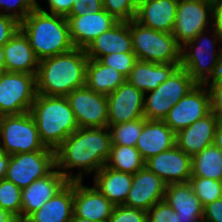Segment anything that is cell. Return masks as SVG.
Returning a JSON list of instances; mask_svg holds the SVG:
<instances>
[{
  "label": "cell",
  "mask_w": 222,
  "mask_h": 222,
  "mask_svg": "<svg viewBox=\"0 0 222 222\" xmlns=\"http://www.w3.org/2000/svg\"><path fill=\"white\" fill-rule=\"evenodd\" d=\"M179 0H148L137 12L135 21L144 27L172 33Z\"/></svg>",
  "instance_id": "cb8c5ba5"
},
{
  "label": "cell",
  "mask_w": 222,
  "mask_h": 222,
  "mask_svg": "<svg viewBox=\"0 0 222 222\" xmlns=\"http://www.w3.org/2000/svg\"><path fill=\"white\" fill-rule=\"evenodd\" d=\"M221 58L222 39L211 27L181 46L180 67L184 68L198 85H208L218 77Z\"/></svg>",
  "instance_id": "5b68a950"
},
{
  "label": "cell",
  "mask_w": 222,
  "mask_h": 222,
  "mask_svg": "<svg viewBox=\"0 0 222 222\" xmlns=\"http://www.w3.org/2000/svg\"><path fill=\"white\" fill-rule=\"evenodd\" d=\"M36 94V75L1 72L0 115H20L30 112Z\"/></svg>",
  "instance_id": "ba28073f"
},
{
  "label": "cell",
  "mask_w": 222,
  "mask_h": 222,
  "mask_svg": "<svg viewBox=\"0 0 222 222\" xmlns=\"http://www.w3.org/2000/svg\"><path fill=\"white\" fill-rule=\"evenodd\" d=\"M34 9L28 0H0V14L10 16L19 23Z\"/></svg>",
  "instance_id": "8d00e7d4"
},
{
  "label": "cell",
  "mask_w": 222,
  "mask_h": 222,
  "mask_svg": "<svg viewBox=\"0 0 222 222\" xmlns=\"http://www.w3.org/2000/svg\"><path fill=\"white\" fill-rule=\"evenodd\" d=\"M217 78H220L222 80V58H221L220 70H219V74Z\"/></svg>",
  "instance_id": "11a10c76"
},
{
  "label": "cell",
  "mask_w": 222,
  "mask_h": 222,
  "mask_svg": "<svg viewBox=\"0 0 222 222\" xmlns=\"http://www.w3.org/2000/svg\"><path fill=\"white\" fill-rule=\"evenodd\" d=\"M20 29V23L7 15L0 14V45L4 46Z\"/></svg>",
  "instance_id": "60d3db41"
},
{
  "label": "cell",
  "mask_w": 222,
  "mask_h": 222,
  "mask_svg": "<svg viewBox=\"0 0 222 222\" xmlns=\"http://www.w3.org/2000/svg\"><path fill=\"white\" fill-rule=\"evenodd\" d=\"M103 9L113 15L118 21L135 20L136 10L130 0H102Z\"/></svg>",
  "instance_id": "74e56055"
},
{
  "label": "cell",
  "mask_w": 222,
  "mask_h": 222,
  "mask_svg": "<svg viewBox=\"0 0 222 222\" xmlns=\"http://www.w3.org/2000/svg\"><path fill=\"white\" fill-rule=\"evenodd\" d=\"M22 189L6 179L0 180V207L21 222Z\"/></svg>",
  "instance_id": "836d02e7"
},
{
  "label": "cell",
  "mask_w": 222,
  "mask_h": 222,
  "mask_svg": "<svg viewBox=\"0 0 222 222\" xmlns=\"http://www.w3.org/2000/svg\"><path fill=\"white\" fill-rule=\"evenodd\" d=\"M106 166L134 175L145 166V161L136 147L112 144Z\"/></svg>",
  "instance_id": "f546056e"
},
{
  "label": "cell",
  "mask_w": 222,
  "mask_h": 222,
  "mask_svg": "<svg viewBox=\"0 0 222 222\" xmlns=\"http://www.w3.org/2000/svg\"><path fill=\"white\" fill-rule=\"evenodd\" d=\"M143 128V118L108 125L112 144L135 147Z\"/></svg>",
  "instance_id": "d6a6232c"
},
{
  "label": "cell",
  "mask_w": 222,
  "mask_h": 222,
  "mask_svg": "<svg viewBox=\"0 0 222 222\" xmlns=\"http://www.w3.org/2000/svg\"><path fill=\"white\" fill-rule=\"evenodd\" d=\"M148 222H180L176 211L164 199L147 211Z\"/></svg>",
  "instance_id": "ab89813d"
},
{
  "label": "cell",
  "mask_w": 222,
  "mask_h": 222,
  "mask_svg": "<svg viewBox=\"0 0 222 222\" xmlns=\"http://www.w3.org/2000/svg\"><path fill=\"white\" fill-rule=\"evenodd\" d=\"M35 8L40 6V3L38 0H28Z\"/></svg>",
  "instance_id": "db71d44e"
},
{
  "label": "cell",
  "mask_w": 222,
  "mask_h": 222,
  "mask_svg": "<svg viewBox=\"0 0 222 222\" xmlns=\"http://www.w3.org/2000/svg\"><path fill=\"white\" fill-rule=\"evenodd\" d=\"M191 177L222 181V151L214 144L191 157Z\"/></svg>",
  "instance_id": "f1b7e54d"
},
{
  "label": "cell",
  "mask_w": 222,
  "mask_h": 222,
  "mask_svg": "<svg viewBox=\"0 0 222 222\" xmlns=\"http://www.w3.org/2000/svg\"><path fill=\"white\" fill-rule=\"evenodd\" d=\"M66 18L69 25V36L74 48L83 49L118 22L105 9L100 12H89L84 16H67Z\"/></svg>",
  "instance_id": "2e32d148"
},
{
  "label": "cell",
  "mask_w": 222,
  "mask_h": 222,
  "mask_svg": "<svg viewBox=\"0 0 222 222\" xmlns=\"http://www.w3.org/2000/svg\"><path fill=\"white\" fill-rule=\"evenodd\" d=\"M73 216V181H69L24 222H70Z\"/></svg>",
  "instance_id": "4316f807"
},
{
  "label": "cell",
  "mask_w": 222,
  "mask_h": 222,
  "mask_svg": "<svg viewBox=\"0 0 222 222\" xmlns=\"http://www.w3.org/2000/svg\"><path fill=\"white\" fill-rule=\"evenodd\" d=\"M93 186L114 206L124 205L132 186L133 175L106 165L93 176Z\"/></svg>",
  "instance_id": "484cf974"
},
{
  "label": "cell",
  "mask_w": 222,
  "mask_h": 222,
  "mask_svg": "<svg viewBox=\"0 0 222 222\" xmlns=\"http://www.w3.org/2000/svg\"><path fill=\"white\" fill-rule=\"evenodd\" d=\"M20 29L28 37L39 60L67 53L74 48L67 18L44 12L38 7L20 23Z\"/></svg>",
  "instance_id": "3957f363"
},
{
  "label": "cell",
  "mask_w": 222,
  "mask_h": 222,
  "mask_svg": "<svg viewBox=\"0 0 222 222\" xmlns=\"http://www.w3.org/2000/svg\"><path fill=\"white\" fill-rule=\"evenodd\" d=\"M164 200L176 211L180 222H202L203 206L189 182L166 185Z\"/></svg>",
  "instance_id": "603a6c76"
},
{
  "label": "cell",
  "mask_w": 222,
  "mask_h": 222,
  "mask_svg": "<svg viewBox=\"0 0 222 222\" xmlns=\"http://www.w3.org/2000/svg\"><path fill=\"white\" fill-rule=\"evenodd\" d=\"M173 106L169 98L162 93V84L155 90L144 93V118L146 120L163 121Z\"/></svg>",
  "instance_id": "1f68e13d"
},
{
  "label": "cell",
  "mask_w": 222,
  "mask_h": 222,
  "mask_svg": "<svg viewBox=\"0 0 222 222\" xmlns=\"http://www.w3.org/2000/svg\"><path fill=\"white\" fill-rule=\"evenodd\" d=\"M219 121L218 115L211 111L187 128L178 131L175 137L176 146L190 157L196 155L202 149L213 145Z\"/></svg>",
  "instance_id": "d6986e66"
},
{
  "label": "cell",
  "mask_w": 222,
  "mask_h": 222,
  "mask_svg": "<svg viewBox=\"0 0 222 222\" xmlns=\"http://www.w3.org/2000/svg\"><path fill=\"white\" fill-rule=\"evenodd\" d=\"M126 81L120 72L99 60L89 59L86 66V86L97 93L108 95Z\"/></svg>",
  "instance_id": "83f0119b"
},
{
  "label": "cell",
  "mask_w": 222,
  "mask_h": 222,
  "mask_svg": "<svg viewBox=\"0 0 222 222\" xmlns=\"http://www.w3.org/2000/svg\"><path fill=\"white\" fill-rule=\"evenodd\" d=\"M197 85L189 73L184 68L179 67L162 83V93L175 105Z\"/></svg>",
  "instance_id": "4dcf8cb0"
},
{
  "label": "cell",
  "mask_w": 222,
  "mask_h": 222,
  "mask_svg": "<svg viewBox=\"0 0 222 222\" xmlns=\"http://www.w3.org/2000/svg\"><path fill=\"white\" fill-rule=\"evenodd\" d=\"M211 111L212 104L209 86L197 85L169 110L163 121L177 133L205 117Z\"/></svg>",
  "instance_id": "7c38bea8"
},
{
  "label": "cell",
  "mask_w": 222,
  "mask_h": 222,
  "mask_svg": "<svg viewBox=\"0 0 222 222\" xmlns=\"http://www.w3.org/2000/svg\"><path fill=\"white\" fill-rule=\"evenodd\" d=\"M166 184L147 167L133 175L132 186L124 205L148 211L165 197Z\"/></svg>",
  "instance_id": "ac0fdd59"
},
{
  "label": "cell",
  "mask_w": 222,
  "mask_h": 222,
  "mask_svg": "<svg viewBox=\"0 0 222 222\" xmlns=\"http://www.w3.org/2000/svg\"><path fill=\"white\" fill-rule=\"evenodd\" d=\"M88 57L85 49L71 51L39 60L36 92L45 96H67L86 85Z\"/></svg>",
  "instance_id": "7a4b0ae2"
},
{
  "label": "cell",
  "mask_w": 222,
  "mask_h": 222,
  "mask_svg": "<svg viewBox=\"0 0 222 222\" xmlns=\"http://www.w3.org/2000/svg\"><path fill=\"white\" fill-rule=\"evenodd\" d=\"M148 0H130L132 7L138 11Z\"/></svg>",
  "instance_id": "816d5d0a"
},
{
  "label": "cell",
  "mask_w": 222,
  "mask_h": 222,
  "mask_svg": "<svg viewBox=\"0 0 222 222\" xmlns=\"http://www.w3.org/2000/svg\"><path fill=\"white\" fill-rule=\"evenodd\" d=\"M211 27L212 2L207 0L178 1L172 35L180 47Z\"/></svg>",
  "instance_id": "30bf717a"
},
{
  "label": "cell",
  "mask_w": 222,
  "mask_h": 222,
  "mask_svg": "<svg viewBox=\"0 0 222 222\" xmlns=\"http://www.w3.org/2000/svg\"><path fill=\"white\" fill-rule=\"evenodd\" d=\"M47 8L40 5L38 8L44 12L67 17L70 14L74 1L79 0H45ZM47 9V10H46Z\"/></svg>",
  "instance_id": "7bdbcfd3"
},
{
  "label": "cell",
  "mask_w": 222,
  "mask_h": 222,
  "mask_svg": "<svg viewBox=\"0 0 222 222\" xmlns=\"http://www.w3.org/2000/svg\"><path fill=\"white\" fill-rule=\"evenodd\" d=\"M30 112L1 116L0 150L6 154L31 153L45 149Z\"/></svg>",
  "instance_id": "52a82bcc"
},
{
  "label": "cell",
  "mask_w": 222,
  "mask_h": 222,
  "mask_svg": "<svg viewBox=\"0 0 222 222\" xmlns=\"http://www.w3.org/2000/svg\"><path fill=\"white\" fill-rule=\"evenodd\" d=\"M68 182L69 180L55 167L48 175L22 189L21 222L38 211Z\"/></svg>",
  "instance_id": "e0dca14e"
},
{
  "label": "cell",
  "mask_w": 222,
  "mask_h": 222,
  "mask_svg": "<svg viewBox=\"0 0 222 222\" xmlns=\"http://www.w3.org/2000/svg\"><path fill=\"white\" fill-rule=\"evenodd\" d=\"M79 128L108 127L107 95L97 93L86 85L66 96Z\"/></svg>",
  "instance_id": "8fae6325"
},
{
  "label": "cell",
  "mask_w": 222,
  "mask_h": 222,
  "mask_svg": "<svg viewBox=\"0 0 222 222\" xmlns=\"http://www.w3.org/2000/svg\"><path fill=\"white\" fill-rule=\"evenodd\" d=\"M180 64H159L137 60L126 81L143 93L155 90L165 82Z\"/></svg>",
  "instance_id": "d4e9b609"
},
{
  "label": "cell",
  "mask_w": 222,
  "mask_h": 222,
  "mask_svg": "<svg viewBox=\"0 0 222 222\" xmlns=\"http://www.w3.org/2000/svg\"><path fill=\"white\" fill-rule=\"evenodd\" d=\"M218 149L222 151V120L220 119L215 136H214V143H213Z\"/></svg>",
  "instance_id": "c3c4849f"
},
{
  "label": "cell",
  "mask_w": 222,
  "mask_h": 222,
  "mask_svg": "<svg viewBox=\"0 0 222 222\" xmlns=\"http://www.w3.org/2000/svg\"><path fill=\"white\" fill-rule=\"evenodd\" d=\"M212 28L222 39V0L212 2Z\"/></svg>",
  "instance_id": "bcb514c9"
},
{
  "label": "cell",
  "mask_w": 222,
  "mask_h": 222,
  "mask_svg": "<svg viewBox=\"0 0 222 222\" xmlns=\"http://www.w3.org/2000/svg\"><path fill=\"white\" fill-rule=\"evenodd\" d=\"M56 167L55 150L46 147L10 156L5 179L21 189L48 175Z\"/></svg>",
  "instance_id": "9c48e42d"
},
{
  "label": "cell",
  "mask_w": 222,
  "mask_h": 222,
  "mask_svg": "<svg viewBox=\"0 0 222 222\" xmlns=\"http://www.w3.org/2000/svg\"><path fill=\"white\" fill-rule=\"evenodd\" d=\"M99 61L106 66L114 68L124 77H127L131 72L135 62L137 61V58L134 53L117 52L102 56Z\"/></svg>",
  "instance_id": "d590c367"
},
{
  "label": "cell",
  "mask_w": 222,
  "mask_h": 222,
  "mask_svg": "<svg viewBox=\"0 0 222 222\" xmlns=\"http://www.w3.org/2000/svg\"><path fill=\"white\" fill-rule=\"evenodd\" d=\"M70 222H96V221H92V220H88V219H85V218L72 216Z\"/></svg>",
  "instance_id": "f5cc1de1"
},
{
  "label": "cell",
  "mask_w": 222,
  "mask_h": 222,
  "mask_svg": "<svg viewBox=\"0 0 222 222\" xmlns=\"http://www.w3.org/2000/svg\"><path fill=\"white\" fill-rule=\"evenodd\" d=\"M145 167L168 184L189 182L192 176L191 157L176 145L145 161Z\"/></svg>",
  "instance_id": "5bb4252c"
},
{
  "label": "cell",
  "mask_w": 222,
  "mask_h": 222,
  "mask_svg": "<svg viewBox=\"0 0 222 222\" xmlns=\"http://www.w3.org/2000/svg\"><path fill=\"white\" fill-rule=\"evenodd\" d=\"M202 222H222V199H217L203 207Z\"/></svg>",
  "instance_id": "f6af8a7d"
},
{
  "label": "cell",
  "mask_w": 222,
  "mask_h": 222,
  "mask_svg": "<svg viewBox=\"0 0 222 222\" xmlns=\"http://www.w3.org/2000/svg\"><path fill=\"white\" fill-rule=\"evenodd\" d=\"M175 137L176 133L164 121L143 118V128L135 147L146 161L175 146Z\"/></svg>",
  "instance_id": "44dd1931"
},
{
  "label": "cell",
  "mask_w": 222,
  "mask_h": 222,
  "mask_svg": "<svg viewBox=\"0 0 222 222\" xmlns=\"http://www.w3.org/2000/svg\"><path fill=\"white\" fill-rule=\"evenodd\" d=\"M5 71V54L3 46L0 45V72Z\"/></svg>",
  "instance_id": "f907efd6"
},
{
  "label": "cell",
  "mask_w": 222,
  "mask_h": 222,
  "mask_svg": "<svg viewBox=\"0 0 222 222\" xmlns=\"http://www.w3.org/2000/svg\"><path fill=\"white\" fill-rule=\"evenodd\" d=\"M211 92L212 111L222 120V80L217 78L208 84Z\"/></svg>",
  "instance_id": "ee69618b"
},
{
  "label": "cell",
  "mask_w": 222,
  "mask_h": 222,
  "mask_svg": "<svg viewBox=\"0 0 222 222\" xmlns=\"http://www.w3.org/2000/svg\"><path fill=\"white\" fill-rule=\"evenodd\" d=\"M73 181V216L96 222H109L114 205L94 186Z\"/></svg>",
  "instance_id": "9a60e30c"
},
{
  "label": "cell",
  "mask_w": 222,
  "mask_h": 222,
  "mask_svg": "<svg viewBox=\"0 0 222 222\" xmlns=\"http://www.w3.org/2000/svg\"><path fill=\"white\" fill-rule=\"evenodd\" d=\"M30 114L41 141L53 150L79 128L66 96L36 94Z\"/></svg>",
  "instance_id": "277c9868"
},
{
  "label": "cell",
  "mask_w": 222,
  "mask_h": 222,
  "mask_svg": "<svg viewBox=\"0 0 222 222\" xmlns=\"http://www.w3.org/2000/svg\"><path fill=\"white\" fill-rule=\"evenodd\" d=\"M189 183L193 188L195 195L200 199L204 207L221 198V182L203 177H191Z\"/></svg>",
  "instance_id": "e575fe53"
},
{
  "label": "cell",
  "mask_w": 222,
  "mask_h": 222,
  "mask_svg": "<svg viewBox=\"0 0 222 222\" xmlns=\"http://www.w3.org/2000/svg\"><path fill=\"white\" fill-rule=\"evenodd\" d=\"M108 125L144 118V93L125 81L107 95Z\"/></svg>",
  "instance_id": "4fadbf2b"
},
{
  "label": "cell",
  "mask_w": 222,
  "mask_h": 222,
  "mask_svg": "<svg viewBox=\"0 0 222 222\" xmlns=\"http://www.w3.org/2000/svg\"><path fill=\"white\" fill-rule=\"evenodd\" d=\"M88 59L99 60L112 53H134L130 21H118L113 27L92 40L85 48Z\"/></svg>",
  "instance_id": "ffe728a7"
},
{
  "label": "cell",
  "mask_w": 222,
  "mask_h": 222,
  "mask_svg": "<svg viewBox=\"0 0 222 222\" xmlns=\"http://www.w3.org/2000/svg\"><path fill=\"white\" fill-rule=\"evenodd\" d=\"M221 199H222V181H221Z\"/></svg>",
  "instance_id": "9f6ffc18"
},
{
  "label": "cell",
  "mask_w": 222,
  "mask_h": 222,
  "mask_svg": "<svg viewBox=\"0 0 222 222\" xmlns=\"http://www.w3.org/2000/svg\"><path fill=\"white\" fill-rule=\"evenodd\" d=\"M0 222H18L12 215L0 207Z\"/></svg>",
  "instance_id": "681fc988"
},
{
  "label": "cell",
  "mask_w": 222,
  "mask_h": 222,
  "mask_svg": "<svg viewBox=\"0 0 222 222\" xmlns=\"http://www.w3.org/2000/svg\"><path fill=\"white\" fill-rule=\"evenodd\" d=\"M10 155L0 150V180L5 179Z\"/></svg>",
  "instance_id": "7dc6e473"
},
{
  "label": "cell",
  "mask_w": 222,
  "mask_h": 222,
  "mask_svg": "<svg viewBox=\"0 0 222 222\" xmlns=\"http://www.w3.org/2000/svg\"><path fill=\"white\" fill-rule=\"evenodd\" d=\"M103 10L102 0H79L74 1L68 16H84L89 12H100Z\"/></svg>",
  "instance_id": "b9f144b4"
},
{
  "label": "cell",
  "mask_w": 222,
  "mask_h": 222,
  "mask_svg": "<svg viewBox=\"0 0 222 222\" xmlns=\"http://www.w3.org/2000/svg\"><path fill=\"white\" fill-rule=\"evenodd\" d=\"M130 34L137 60L159 64H180L181 47L172 33L150 29L131 20Z\"/></svg>",
  "instance_id": "8992f818"
},
{
  "label": "cell",
  "mask_w": 222,
  "mask_h": 222,
  "mask_svg": "<svg viewBox=\"0 0 222 222\" xmlns=\"http://www.w3.org/2000/svg\"><path fill=\"white\" fill-rule=\"evenodd\" d=\"M5 71L36 75L39 59L36 57L28 37L19 29L3 46Z\"/></svg>",
  "instance_id": "7402d4cb"
},
{
  "label": "cell",
  "mask_w": 222,
  "mask_h": 222,
  "mask_svg": "<svg viewBox=\"0 0 222 222\" xmlns=\"http://www.w3.org/2000/svg\"><path fill=\"white\" fill-rule=\"evenodd\" d=\"M111 145L108 127L78 128L55 150L56 168L69 181H84L106 165Z\"/></svg>",
  "instance_id": "6da1fadb"
},
{
  "label": "cell",
  "mask_w": 222,
  "mask_h": 222,
  "mask_svg": "<svg viewBox=\"0 0 222 222\" xmlns=\"http://www.w3.org/2000/svg\"><path fill=\"white\" fill-rule=\"evenodd\" d=\"M109 222H148L147 211L118 205L114 207Z\"/></svg>",
  "instance_id": "f35d334b"
}]
</instances>
